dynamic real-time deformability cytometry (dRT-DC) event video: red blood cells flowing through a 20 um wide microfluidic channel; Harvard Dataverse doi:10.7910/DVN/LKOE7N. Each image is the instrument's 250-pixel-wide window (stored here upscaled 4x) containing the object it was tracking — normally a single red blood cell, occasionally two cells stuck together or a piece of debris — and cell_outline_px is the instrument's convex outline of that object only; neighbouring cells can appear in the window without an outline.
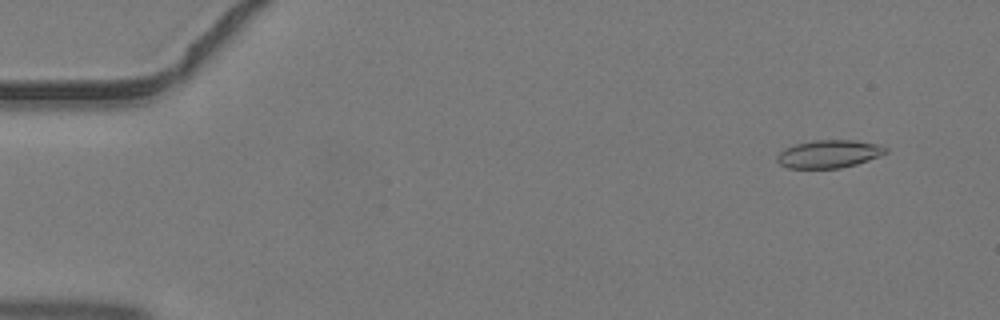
{"species": "common noctule bat (a hibernating species)", "species_latin": "Nyctalus noctula", "temperature_condition": "warm", "stored_images_in_passage": 43, "camera_frame_rate_fps": 3000, "um_per_image_px": 0.085, "animal": {"sex": "male", "body_mass_g": 19.2, "forearm_length_mm": 51.8}, "frame": {"image": 1, "passage_image": 4, "time_ms": 1.0, "image_size_px": [1000, 320], "cell_outline_px": [[888, 152], [880, 156], [856, 164], [840, 168], [788, 168], [780, 164], [776, 160], [776, 156], [784, 148], [796, 144], [812, 140], [856, 140], [880, 144], [888, 148]], "centroid_in_image_um": [70.48, 13.07], "position_along_channel_um": 14.5, "area_um2": 17.8}}
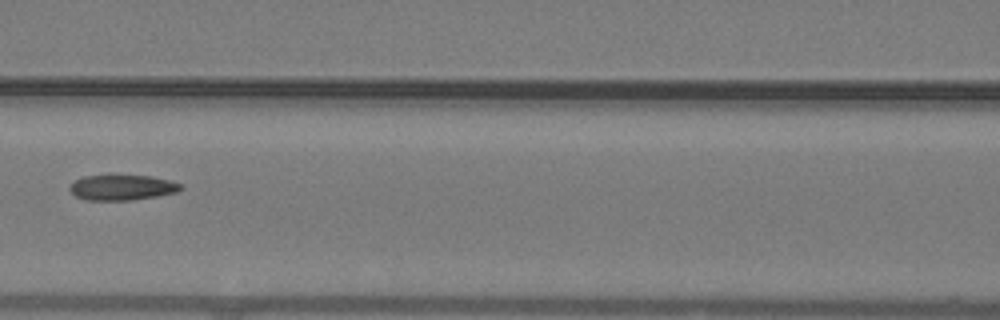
{"frame": {"image": 2, "passage_image": 21, "time_ms": 6.667, "image_size_px": [1000, 320], "cell_outline_px": [[184, 188], [176, 192], [156, 196], [132, 200], [84, 200], [76, 196], [68, 188], [76, 180], [84, 176], [148, 176], [168, 180], [180, 184]], "centroid_in_image_um": [10.37, 15.95], "position_along_channel_um": 156.2, "area_um2": 16.07}}
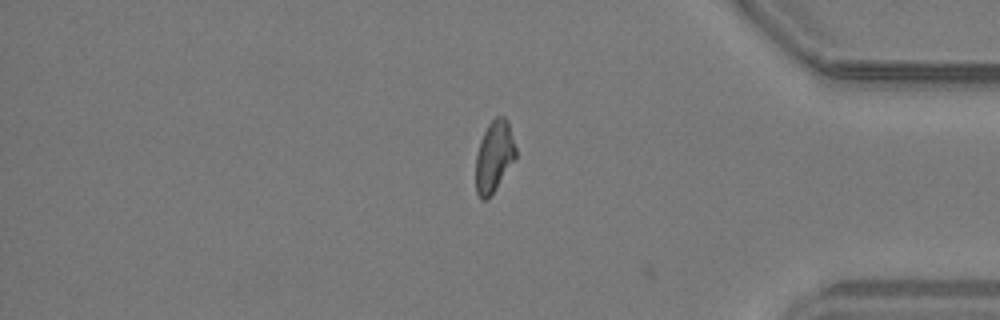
{"frame": {"image": 3, "passage_image": 38, "time_ms": 12.333, "image_size_px": [1000, 320], "cell_outline_px": [[516, 156], [496, 188], [488, 200], [480, 200], [476, 192], [476, 156], [480, 140], [488, 124], [496, 116], [504, 116], [508, 120], [516, 148]], "centroid_in_image_um": [41.99, 13.29], "position_along_channel_um": 393.2, "area_um2": 16.59}}